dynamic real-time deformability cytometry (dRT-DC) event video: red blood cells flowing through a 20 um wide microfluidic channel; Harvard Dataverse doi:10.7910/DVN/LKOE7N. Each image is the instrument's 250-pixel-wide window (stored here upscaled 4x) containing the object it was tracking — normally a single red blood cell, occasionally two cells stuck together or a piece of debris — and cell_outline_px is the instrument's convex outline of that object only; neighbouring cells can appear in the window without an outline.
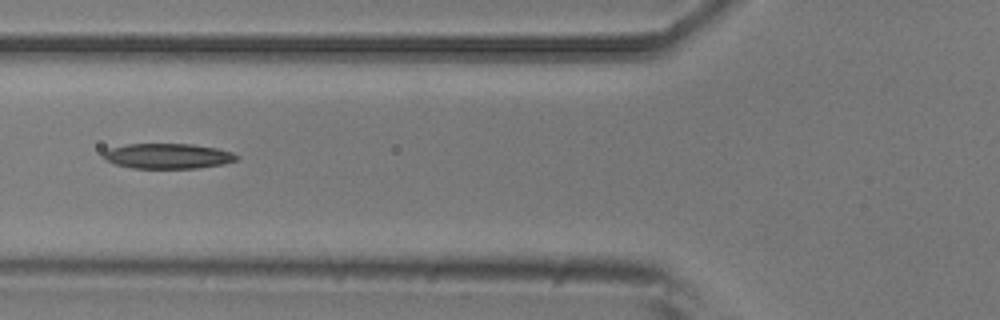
{"species": "common noctule bat (a hibernating species)", "species_latin": "Nyctalus noctula", "temperature_condition": "room temperature", "stored_images_in_passage": 50, "camera_frame_rate_fps": 3000, "um_per_image_px": 0.085, "animal": {"sex": "male", "body_mass_g": 20.5, "forearm_length_mm": 52.5}, "frame": {"image": 1, "passage_image": 18, "time_ms": 5.667, "image_size_px": [1000, 320], "cell_outline_px": [[240, 156], [236, 160], [224, 164], [196, 168], [132, 168], [116, 164], [104, 160], [100, 152], [108, 148], [128, 144], [192, 144], [216, 148], [232, 152]], "centroid_in_image_um": [14.22, 13.26], "position_along_channel_um": 111.6, "area_um2": 19.71}}
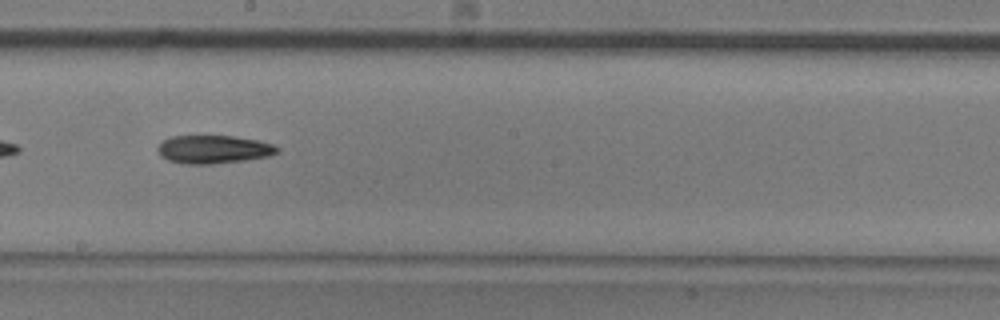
{"frame": {"image": 2, "passage_image": 27, "time_ms": 8.667, "image_size_px": [1000, 320], "cell_outline_px": [[280, 152], [268, 156], [244, 160], [212, 164], [188, 164], [168, 160], [160, 156], [156, 148], [164, 140], [172, 136], [232, 136], [260, 140], [272, 144], [280, 148]], "centroid_in_image_um": [18.17, 12.69], "position_along_channel_um": 230.0, "area_um2": 19.65}}
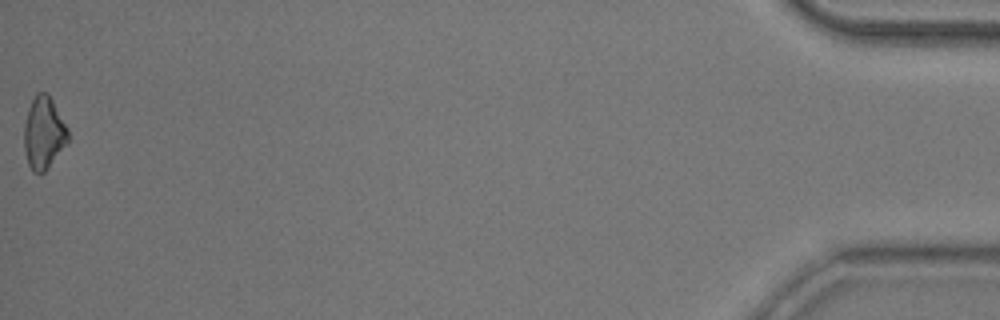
{"frame": {"image": 3, "passage_image": 50, "time_ms": 16.333, "image_size_px": [1000, 320], "cell_outline_px": [[68, 140], [48, 168], [44, 172], [32, 172], [28, 164], [24, 148], [24, 124], [28, 108], [36, 92], [48, 92], [68, 128]], "centroid_in_image_um": [3.7, 11.27], "position_along_channel_um": 431.5, "area_um2": 18.44}, "authors_computed_cell_mechanics": {"area_um2": 19.7387, "velocity_mm_per_s": 3.9296, "shape_relaxation_time_tau1_ms": 5.3304, "shape_relaxation_time_tau2_ms": null, "deformation_change_tau1": 0.1314, "deformation_change_tau2": null}}